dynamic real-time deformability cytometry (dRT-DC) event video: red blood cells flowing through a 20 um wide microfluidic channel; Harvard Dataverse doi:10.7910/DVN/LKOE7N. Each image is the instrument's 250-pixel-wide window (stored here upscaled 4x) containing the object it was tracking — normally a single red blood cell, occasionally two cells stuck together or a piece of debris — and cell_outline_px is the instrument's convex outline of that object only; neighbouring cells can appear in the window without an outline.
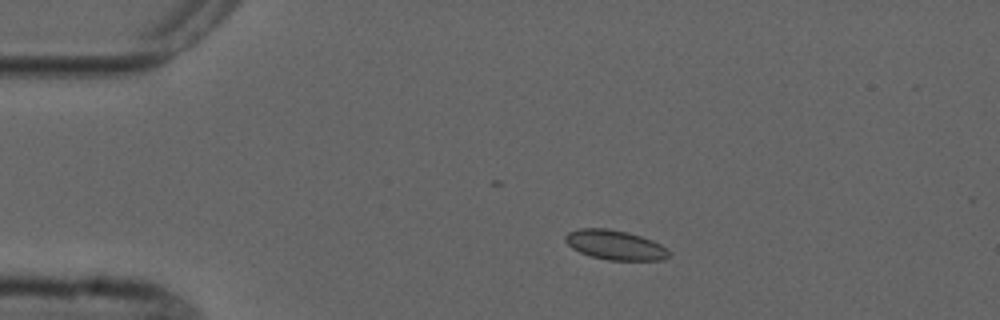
{"species": "common noctule bat (a hibernating species)", "species_latin": "Nyctalus noctula", "temperature_condition": "cold", "stored_images_in_passage": 4, "camera_frame_rate_fps": 3000, "um_per_image_px": 0.085, "animal": {"sex": "male", "forearm_length_mm": 52.5}, "frame": {"image": 1, "passage_image": 2, "time_ms": 1.333, "image_size_px": [1000, 320], "cell_outline_px": [[668, 256], [664, 260], [608, 260], [592, 256], [580, 252], [572, 248], [564, 240], [564, 236], [568, 232], [580, 228], [608, 228], [628, 232], [652, 240], [660, 244], [668, 252]], "centroid_in_image_um": [52.24, 20.81], "position_along_channel_um": 32.8, "area_um2": 17.74}}